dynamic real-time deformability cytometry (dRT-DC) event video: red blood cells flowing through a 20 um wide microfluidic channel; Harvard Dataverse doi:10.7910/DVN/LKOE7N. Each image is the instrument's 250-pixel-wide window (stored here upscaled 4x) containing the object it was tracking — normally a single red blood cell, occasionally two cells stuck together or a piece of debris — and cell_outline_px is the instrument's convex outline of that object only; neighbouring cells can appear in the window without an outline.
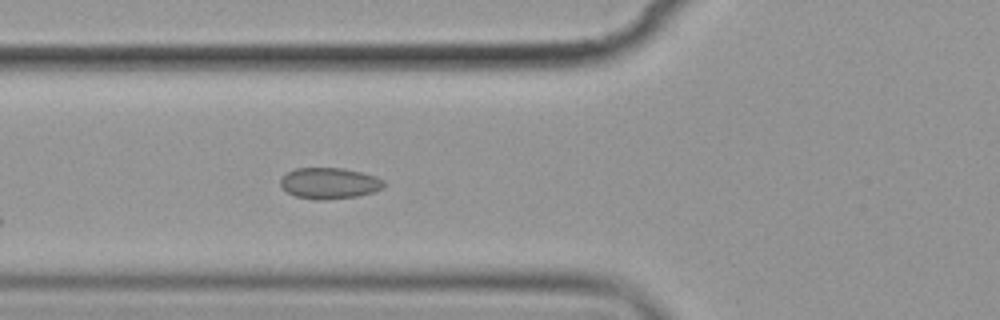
{"species": "common noctule bat (a hibernating species)", "species_latin": "Nyctalus noctula", "temperature_condition": "cold", "stored_images_in_passage": 6, "camera_frame_rate_fps": 3000, "um_per_image_px": 0.085, "animal": {"sex": "female", "body_mass_g": 19.9}, "frame": {"image": 1, "passage_image": 6, "time_ms": 6.0, "image_size_px": [1000, 320], "cell_outline_px": [[384, 188], [372, 192], [356, 196], [324, 200], [316, 200], [296, 196], [288, 192], [280, 184], [280, 180], [288, 172], [296, 168], [344, 168], [376, 176], [384, 180]], "centroid_in_image_um": [28.02, 15.57], "position_along_channel_um": 97.8, "area_um2": 18.61}}